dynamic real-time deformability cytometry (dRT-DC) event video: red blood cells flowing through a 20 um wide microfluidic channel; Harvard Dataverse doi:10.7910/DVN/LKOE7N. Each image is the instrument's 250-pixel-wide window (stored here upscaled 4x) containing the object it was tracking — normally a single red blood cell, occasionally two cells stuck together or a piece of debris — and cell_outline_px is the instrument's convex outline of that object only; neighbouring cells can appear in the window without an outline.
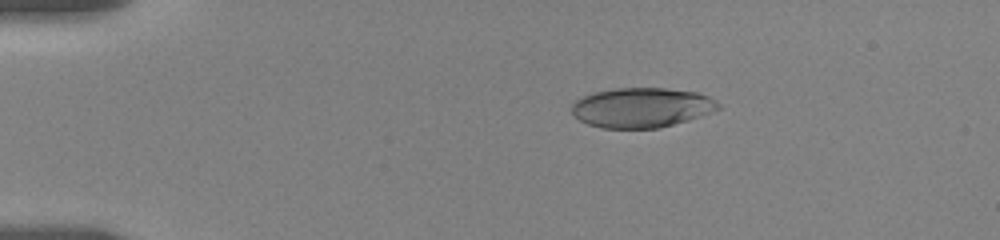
{"species": "human", "species_latin": "Homo sapiens", "temperature_condition": "room temperature", "stored_images_in_passage": 7, "camera_frame_rate_fps": 3000, "um_per_image_px": 0.085, "donor": {"sex": "female"}, "frame": {"image": 1, "passage_image": 2, "time_ms": 0.667, "image_size_px": [1000, 240], "cell_outline_px": [[720, 108], [700, 116], [688, 120], [660, 128], [600, 128], [588, 124], [580, 120], [572, 112], [572, 104], [576, 100], [592, 92], [616, 88], [664, 88], [696, 92], [708, 96], [716, 100], [720, 104]], "centroid_in_image_um": [54.53, 9.14], "position_along_channel_um": 30.5, "area_um2": 33.93}}
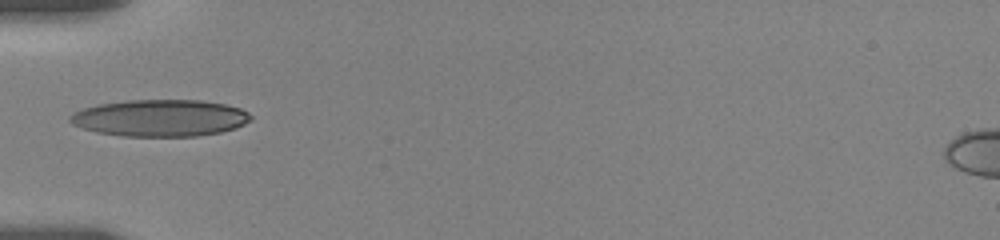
{"frame": {"image": 2, "passage_image": 6, "time_ms": 3.667, "image_size_px": [1000, 240], "cell_outline_px": [[252, 120], [236, 128], [220, 132], [196, 136], [124, 136], [96, 132], [72, 124], [68, 120], [68, 116], [84, 108], [100, 104], [128, 100], [200, 100], [224, 104], [240, 108], [248, 112], [252, 116]], "centroid_in_image_um": [13.63, 10.03], "position_along_channel_um": 71.4, "area_um2": 38.73}}